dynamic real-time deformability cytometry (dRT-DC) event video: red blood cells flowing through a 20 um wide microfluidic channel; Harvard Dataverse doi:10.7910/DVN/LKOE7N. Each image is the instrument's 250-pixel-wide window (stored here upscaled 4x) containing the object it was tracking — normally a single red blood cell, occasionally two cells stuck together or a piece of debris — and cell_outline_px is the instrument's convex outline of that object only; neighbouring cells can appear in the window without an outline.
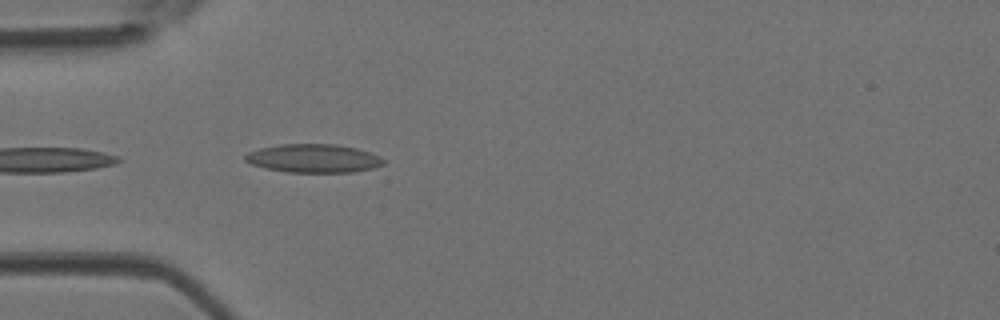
{"species": "Egyptian fruit bat (a non-hibernating species)", "species_latin": "Rousettus aegyptiacus", "temperature_condition": "room temperature", "stored_images_in_passage": 9, "camera_frame_rate_fps": 3000, "um_per_image_px": 0.085, "animal": {"sex": "female"}, "frame": {"image": 1, "passage_image": 2, "time_ms": 0.333, "image_size_px": [1000, 320], "cell_outline_px": [[384, 164], [372, 168], [352, 172], [288, 172], [268, 168], [252, 164], [244, 160], [244, 156], [248, 152], [260, 148], [280, 144], [336, 144], [356, 148], [380, 156], [384, 160]], "centroid_in_image_um": [26.65, 13.45], "position_along_channel_um": 58.4, "area_um2": 22.77}}